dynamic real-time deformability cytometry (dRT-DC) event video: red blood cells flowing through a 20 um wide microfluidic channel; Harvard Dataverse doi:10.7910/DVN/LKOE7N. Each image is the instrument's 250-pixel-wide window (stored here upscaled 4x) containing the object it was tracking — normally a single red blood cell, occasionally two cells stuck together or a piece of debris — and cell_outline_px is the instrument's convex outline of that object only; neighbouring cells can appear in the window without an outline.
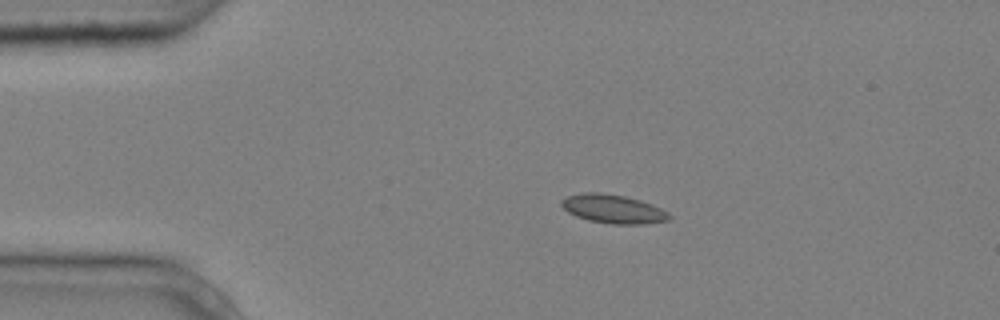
{"species": "common noctule bat (a hibernating species)", "species_latin": "Nyctalus noctula", "temperature_condition": "cold", "stored_images_in_passage": 8, "camera_frame_rate_fps": 3000, "um_per_image_px": 0.085, "animal": {"sex": "male", "body_mass_g": 20.4}, "frame": {"image": 1, "passage_image": 3, "time_ms": 0.667, "image_size_px": [1000, 320], "cell_outline_px": [[672, 216], [668, 220], [644, 224], [612, 224], [588, 220], [576, 216], [568, 212], [560, 204], [560, 200], [564, 196], [584, 192], [600, 192], [624, 196], [640, 200], [652, 204], [668, 212]], "centroid_in_image_um": [52.09, 17.75], "position_along_channel_um": 32.9, "area_um2": 18.15}}
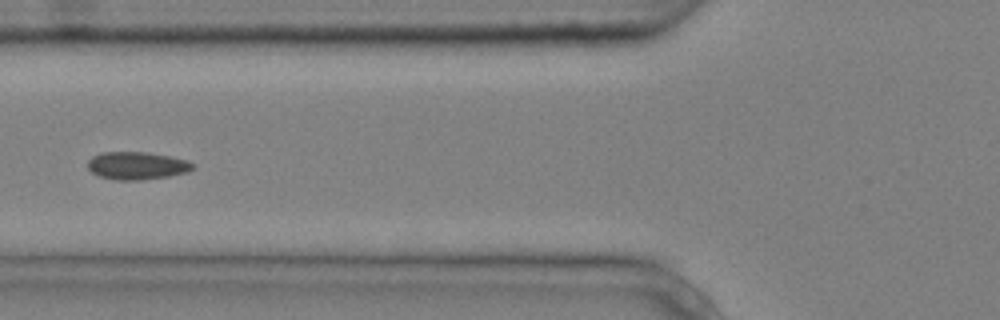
{"frame": {"image": 2, "passage_image": 5, "time_ms": 1.333, "image_size_px": [1000, 320], "cell_outline_px": [[196, 168], [188, 172], [168, 176], [140, 180], [116, 180], [100, 176], [92, 172], [88, 168], [88, 160], [92, 156], [100, 152], [144, 152], [168, 156], [188, 160], [196, 164]], "centroid_in_image_um": [11.66, 14.08], "position_along_channel_um": 114.1, "area_um2": 17.05}}
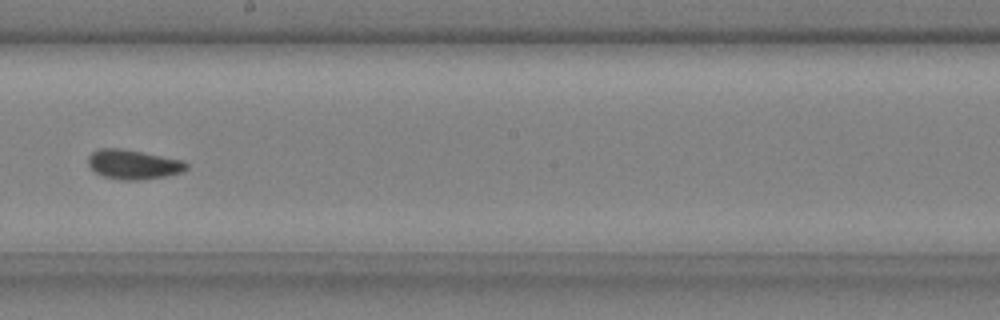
{"frame": {"image": 3, "passage_image": 8, "time_ms": 2.333, "image_size_px": [1000, 320], "cell_outline_px": [[188, 168], [184, 172], [168, 176], [140, 180], [120, 180], [104, 176], [96, 172], [88, 164], [88, 156], [92, 152], [100, 148], [120, 148], [184, 160], [188, 164]], "centroid_in_image_um": [11.37, 13.98], "position_along_channel_um": 236.8, "area_um2": 16.99}}